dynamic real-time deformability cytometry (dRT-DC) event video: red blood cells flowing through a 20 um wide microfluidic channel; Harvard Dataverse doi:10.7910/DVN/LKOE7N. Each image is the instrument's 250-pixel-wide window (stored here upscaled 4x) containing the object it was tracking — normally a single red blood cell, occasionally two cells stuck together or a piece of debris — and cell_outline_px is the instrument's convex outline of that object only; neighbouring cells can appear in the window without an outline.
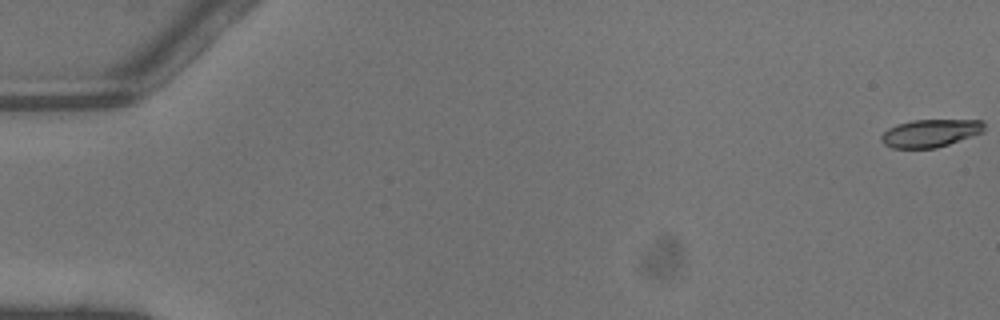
{"species": "common noctule bat (a hibernating species)", "species_latin": "Nyctalus noctula", "temperature_condition": "warm", "stored_images_in_passage": 48, "camera_frame_rate_fps": 3000, "um_per_image_px": 0.085, "animal": {"sex": "male", "body_mass_g": 13.3}, "frame": {"image": 1, "passage_image": 1, "time_ms": 0.0, "image_size_px": [1000, 320], "cell_outline_px": [[984, 132], [936, 148], [892, 148], [884, 144], [880, 140], [880, 136], [888, 128], [896, 124], [912, 120], [984, 120]], "centroid_in_image_um": [79.06, 11.31], "position_along_channel_um": 5.9, "area_um2": 16.7}}
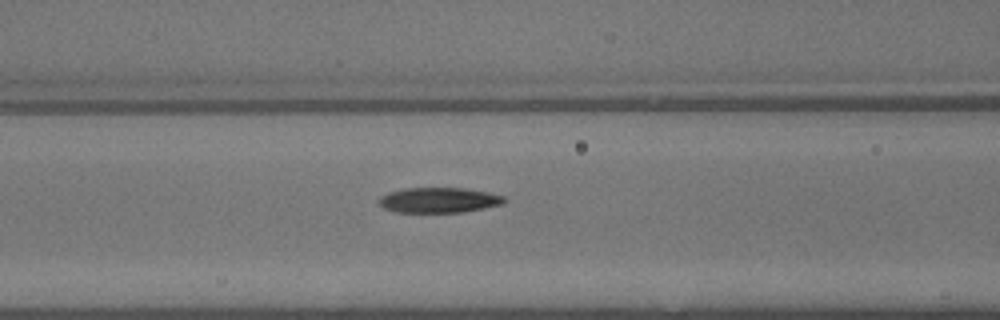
{"frame": {"image": 2, "passage_image": 21, "time_ms": 6.667, "image_size_px": [1000, 320], "cell_outline_px": [[508, 200], [504, 204], [464, 212], [396, 212], [384, 208], [376, 200], [380, 196], [388, 192], [404, 188], [464, 188], [488, 192], [504, 196]], "centroid_in_image_um": [37.31, 17.01], "position_along_channel_um": 129.3, "area_um2": 18.61}}
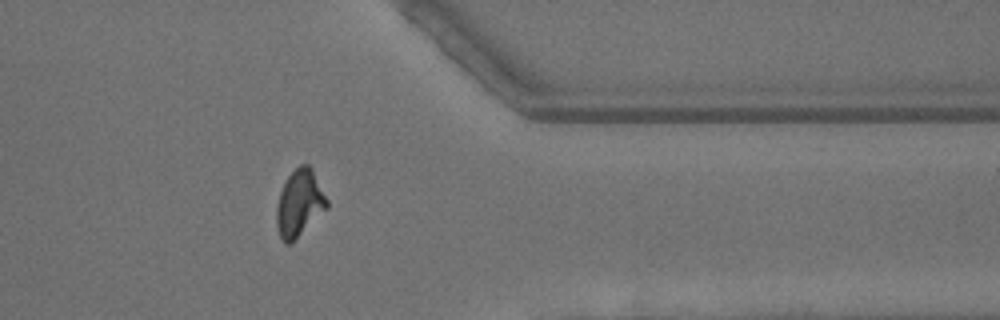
{"frame": {"image": 3, "passage_image": 39, "time_ms": 12.667, "image_size_px": [1000, 320], "cell_outline_px": [[328, 208], [292, 244], [284, 244], [280, 240], [276, 224], [276, 208], [280, 192], [288, 176], [300, 164], [308, 164], [312, 168], [328, 200]], "centroid_in_image_um": [25.45, 17.33], "position_along_channel_um": 385.9, "area_um2": 19.88}, "authors_computed_cell_mechanics": {"area_um2": 18.5538, "velocity_mm_per_s": 4.4932, "shape_relaxation_time_tau1_ms": 4.7878, "shape_relaxation_time_tau2_ms": 1.2139, "deformation_change_tau1": 0.2049, "deformation_change_tau2": 0.0846}}